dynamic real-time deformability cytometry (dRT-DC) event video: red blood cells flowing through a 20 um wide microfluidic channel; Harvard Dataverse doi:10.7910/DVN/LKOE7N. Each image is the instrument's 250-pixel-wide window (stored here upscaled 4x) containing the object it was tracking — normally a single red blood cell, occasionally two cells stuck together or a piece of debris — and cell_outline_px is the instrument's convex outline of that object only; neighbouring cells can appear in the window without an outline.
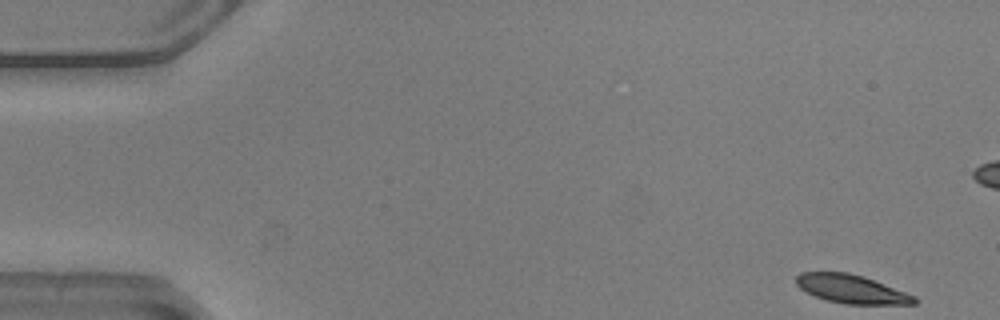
{"species": "common noctule bat (a hibernating species)", "species_latin": "Nyctalus noctula", "temperature_condition": "warm", "stored_images_in_passage": 52, "camera_frame_rate_fps": 3000, "um_per_image_px": 0.085, "animal": {"sex": "male", "body_mass_g": 20.5, "forearm_length_mm": 52.5}, "frame": {"image": 1, "passage_image": 1, "time_ms": 0.0, "image_size_px": [1000, 320], "cell_outline_px": [[920, 300], [916, 304], [844, 304], [828, 300], [816, 296], [800, 288], [796, 284], [796, 276], [800, 272], [848, 272], [864, 276], [916, 296]], "centroid_in_image_um": [72.41, 24.56], "position_along_channel_um": 12.6, "area_um2": 19.65}}
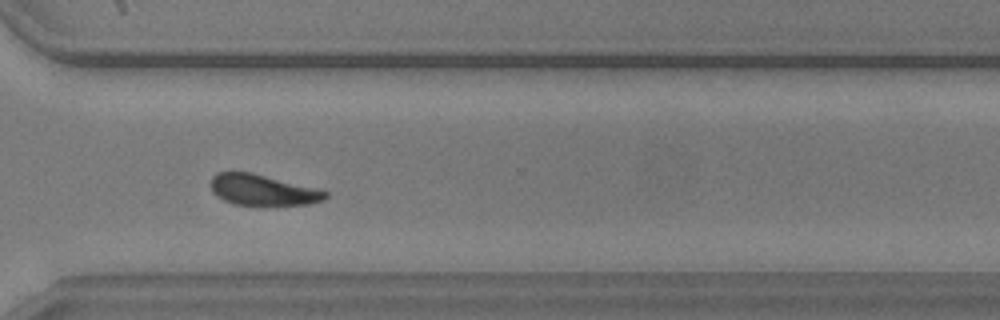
{"frame": {"image": 2, "passage_image": 37, "time_ms": 12.0, "image_size_px": [1000, 320], "cell_outline_px": [[328, 196], [324, 200], [308, 204], [232, 204], [216, 196], [212, 192], [208, 184], [212, 176], [216, 172], [252, 172], [316, 188], [328, 192]], "centroid_in_image_um": [22.27, 16.13], "position_along_channel_um": 348.3, "area_um2": 20.58}}
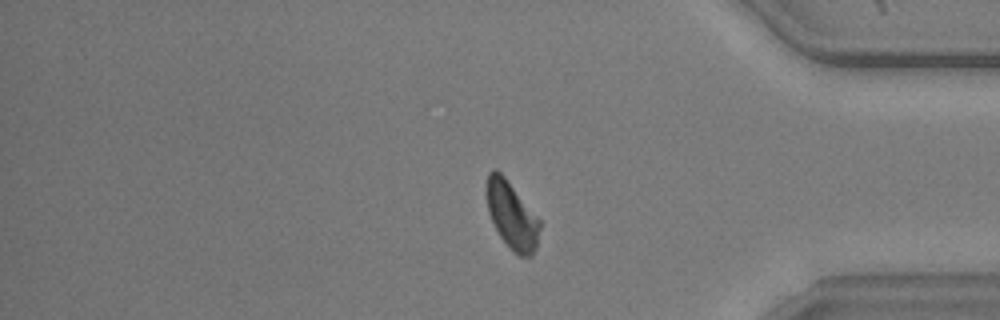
{"frame": {"image": 3, "passage_image": 42, "time_ms": 13.667, "image_size_px": [1000, 320], "cell_outline_px": [[540, 228], [536, 248], [532, 256], [520, 256], [512, 252], [500, 236], [488, 212], [488, 172], [492, 168], [496, 168], [504, 176], [540, 220]], "centroid_in_image_um": [43.52, 18.34], "position_along_channel_um": 391.7, "area_um2": 20.4}, "authors_computed_cell_mechanics": {"area_um2": 21.2126, "velocity_mm_per_s": 3.8614, "shape_relaxation_time_tau1_ms": 2.6654, "shape_relaxation_time_tau2_ms": 6.9227, "deformation_change_tau1": 0.0982, "deformation_change_tau2": 0.1513}}